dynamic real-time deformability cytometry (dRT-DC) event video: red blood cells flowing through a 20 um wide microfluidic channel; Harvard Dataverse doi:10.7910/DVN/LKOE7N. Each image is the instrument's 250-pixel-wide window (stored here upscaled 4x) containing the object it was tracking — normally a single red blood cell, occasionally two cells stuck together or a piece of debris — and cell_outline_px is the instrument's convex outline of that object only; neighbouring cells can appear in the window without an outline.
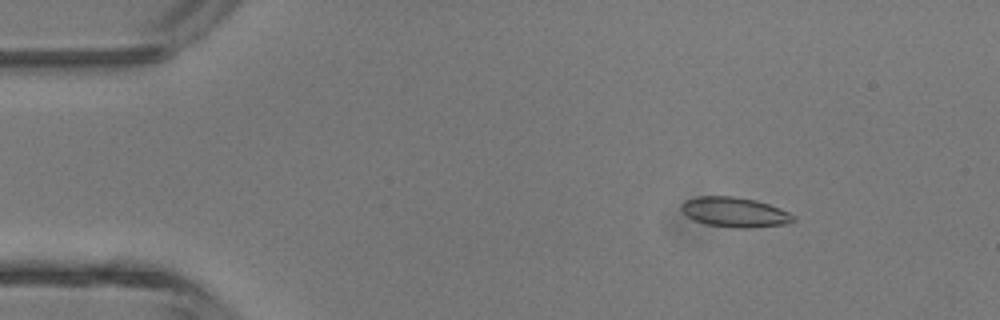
{"species": "common noctule bat (a hibernating species)", "species_latin": "Nyctalus noctula", "temperature_condition": "room temperature", "stored_images_in_passage": 5, "camera_frame_rate_fps": 3000, "um_per_image_px": 0.085, "animal": {"sex": "male", "body_mass_g": 13.3}, "frame": {"image": 1, "passage_image": 2, "time_ms": 1.333, "image_size_px": [1000, 320], "cell_outline_px": [[796, 220], [784, 224], [752, 228], [736, 228], [708, 224], [692, 220], [680, 208], [680, 204], [684, 200], [696, 196], [732, 196], [756, 200], [780, 208], [796, 216]], "centroid_in_image_um": [62.44, 18.03], "position_along_channel_um": 22.6, "area_um2": 19.59}}
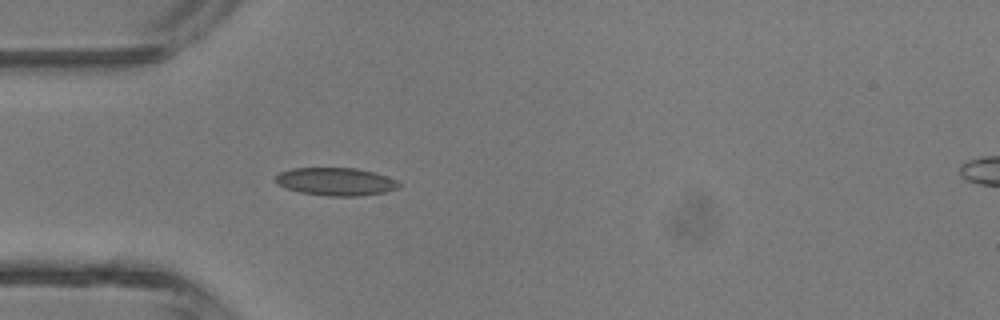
{"frame": {"image": 2, "passage_image": 4, "time_ms": 3.667, "image_size_px": [1000, 320], "cell_outline_px": [[400, 188], [384, 192], [356, 196], [328, 196], [300, 192], [288, 188], [280, 184], [276, 180], [276, 176], [280, 172], [292, 168], [356, 168], [372, 172], [396, 180], [400, 184]], "centroid_in_image_um": [28.56, 15.43], "position_along_channel_um": 56.4, "area_um2": 19.71}}